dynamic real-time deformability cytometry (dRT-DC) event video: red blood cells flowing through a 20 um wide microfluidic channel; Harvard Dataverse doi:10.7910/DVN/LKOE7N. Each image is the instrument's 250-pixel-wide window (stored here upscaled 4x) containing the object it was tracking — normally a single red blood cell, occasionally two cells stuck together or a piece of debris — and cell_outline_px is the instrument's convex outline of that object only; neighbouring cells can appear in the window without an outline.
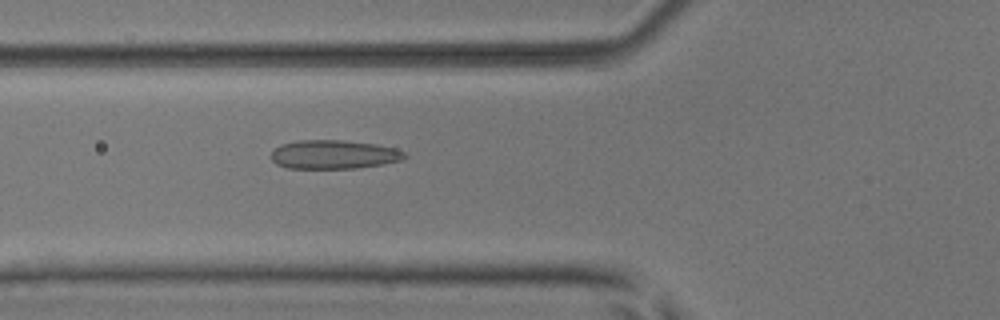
{"species": "common noctule bat (a hibernating species)", "species_latin": "Nyctalus noctula", "temperature_condition": "room temperature", "stored_images_in_passage": 6, "camera_frame_rate_fps": 3000, "um_per_image_px": 0.085, "animal": {"sex": "male", "body_mass_g": 17.9, "forearm_length_mm": 54.2}, "frame": {"image": 1, "passage_image": 6, "time_ms": 1.667, "image_size_px": [1000, 320], "cell_outline_px": [[408, 156], [404, 160], [356, 168], [288, 168], [276, 164], [272, 160], [272, 152], [280, 144], [300, 140], [344, 140], [376, 144], [396, 148], [404, 152]], "centroid_in_image_um": [28.4, 13.12], "position_along_channel_um": 97.4, "area_um2": 22.43}}